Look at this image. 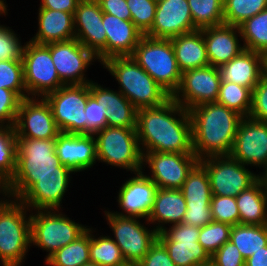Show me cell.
Returning <instances> with one entry per match:
<instances>
[{"instance_id":"1","label":"cell","mask_w":267,"mask_h":266,"mask_svg":"<svg viewBox=\"0 0 267 266\" xmlns=\"http://www.w3.org/2000/svg\"><path fill=\"white\" fill-rule=\"evenodd\" d=\"M136 130L143 155L146 152L194 154L189 111L172 97L159 106L138 109Z\"/></svg>"},{"instance_id":"2","label":"cell","mask_w":267,"mask_h":266,"mask_svg":"<svg viewBox=\"0 0 267 266\" xmlns=\"http://www.w3.org/2000/svg\"><path fill=\"white\" fill-rule=\"evenodd\" d=\"M192 123L193 153L201 160L229 155L244 118L218 102L205 103L188 110Z\"/></svg>"},{"instance_id":"3","label":"cell","mask_w":267,"mask_h":266,"mask_svg":"<svg viewBox=\"0 0 267 266\" xmlns=\"http://www.w3.org/2000/svg\"><path fill=\"white\" fill-rule=\"evenodd\" d=\"M55 147L56 138H16V167L10 183L15 199L19 200L36 183V178L73 173L60 163Z\"/></svg>"},{"instance_id":"4","label":"cell","mask_w":267,"mask_h":266,"mask_svg":"<svg viewBox=\"0 0 267 266\" xmlns=\"http://www.w3.org/2000/svg\"><path fill=\"white\" fill-rule=\"evenodd\" d=\"M102 65L120 84L119 91L137 109L159 106L171 97L131 56H114Z\"/></svg>"},{"instance_id":"5","label":"cell","mask_w":267,"mask_h":266,"mask_svg":"<svg viewBox=\"0 0 267 266\" xmlns=\"http://www.w3.org/2000/svg\"><path fill=\"white\" fill-rule=\"evenodd\" d=\"M131 57L171 96L181 83V71L170 39L143 35Z\"/></svg>"},{"instance_id":"6","label":"cell","mask_w":267,"mask_h":266,"mask_svg":"<svg viewBox=\"0 0 267 266\" xmlns=\"http://www.w3.org/2000/svg\"><path fill=\"white\" fill-rule=\"evenodd\" d=\"M94 137L98 161L128 169L134 174L143 170V154L136 128L105 127Z\"/></svg>"},{"instance_id":"7","label":"cell","mask_w":267,"mask_h":266,"mask_svg":"<svg viewBox=\"0 0 267 266\" xmlns=\"http://www.w3.org/2000/svg\"><path fill=\"white\" fill-rule=\"evenodd\" d=\"M29 208L15 199L0 216V262L2 266H21L30 249L31 218Z\"/></svg>"},{"instance_id":"8","label":"cell","mask_w":267,"mask_h":266,"mask_svg":"<svg viewBox=\"0 0 267 266\" xmlns=\"http://www.w3.org/2000/svg\"><path fill=\"white\" fill-rule=\"evenodd\" d=\"M30 218L31 243L49 252L45 261L87 230V226L70 220L66 215L59 213L58 209L36 210V214H30Z\"/></svg>"},{"instance_id":"9","label":"cell","mask_w":267,"mask_h":266,"mask_svg":"<svg viewBox=\"0 0 267 266\" xmlns=\"http://www.w3.org/2000/svg\"><path fill=\"white\" fill-rule=\"evenodd\" d=\"M89 95L90 83L64 85L44 97L60 132L86 134L85 108Z\"/></svg>"},{"instance_id":"10","label":"cell","mask_w":267,"mask_h":266,"mask_svg":"<svg viewBox=\"0 0 267 266\" xmlns=\"http://www.w3.org/2000/svg\"><path fill=\"white\" fill-rule=\"evenodd\" d=\"M22 62L27 97L44 98L64 86L53 64L50 43L26 42Z\"/></svg>"},{"instance_id":"11","label":"cell","mask_w":267,"mask_h":266,"mask_svg":"<svg viewBox=\"0 0 267 266\" xmlns=\"http://www.w3.org/2000/svg\"><path fill=\"white\" fill-rule=\"evenodd\" d=\"M199 162L208 172L212 195L237 197L258 179V174L230 155L206 157Z\"/></svg>"},{"instance_id":"12","label":"cell","mask_w":267,"mask_h":266,"mask_svg":"<svg viewBox=\"0 0 267 266\" xmlns=\"http://www.w3.org/2000/svg\"><path fill=\"white\" fill-rule=\"evenodd\" d=\"M104 212L125 261L138 264L158 239V232L154 227L153 230L144 227L137 217Z\"/></svg>"},{"instance_id":"13","label":"cell","mask_w":267,"mask_h":266,"mask_svg":"<svg viewBox=\"0 0 267 266\" xmlns=\"http://www.w3.org/2000/svg\"><path fill=\"white\" fill-rule=\"evenodd\" d=\"M199 233V227L181 222L158 233V240L167 249L175 266H196L211 261L198 242Z\"/></svg>"},{"instance_id":"14","label":"cell","mask_w":267,"mask_h":266,"mask_svg":"<svg viewBox=\"0 0 267 266\" xmlns=\"http://www.w3.org/2000/svg\"><path fill=\"white\" fill-rule=\"evenodd\" d=\"M220 83L218 67L209 65L191 69L182 73L180 86L171 97L189 110L205 103L216 102Z\"/></svg>"},{"instance_id":"15","label":"cell","mask_w":267,"mask_h":266,"mask_svg":"<svg viewBox=\"0 0 267 266\" xmlns=\"http://www.w3.org/2000/svg\"><path fill=\"white\" fill-rule=\"evenodd\" d=\"M50 53L58 76L64 85H82L92 82L84 77V72L97 58L76 38L50 43Z\"/></svg>"},{"instance_id":"16","label":"cell","mask_w":267,"mask_h":266,"mask_svg":"<svg viewBox=\"0 0 267 266\" xmlns=\"http://www.w3.org/2000/svg\"><path fill=\"white\" fill-rule=\"evenodd\" d=\"M198 162L195 154L146 152L143 155V165L148 164L151 170L152 176L148 177L163 189H180Z\"/></svg>"},{"instance_id":"17","label":"cell","mask_w":267,"mask_h":266,"mask_svg":"<svg viewBox=\"0 0 267 266\" xmlns=\"http://www.w3.org/2000/svg\"><path fill=\"white\" fill-rule=\"evenodd\" d=\"M14 128L17 138L51 139L61 133L49 103L41 97L21 100Z\"/></svg>"},{"instance_id":"18","label":"cell","mask_w":267,"mask_h":266,"mask_svg":"<svg viewBox=\"0 0 267 266\" xmlns=\"http://www.w3.org/2000/svg\"><path fill=\"white\" fill-rule=\"evenodd\" d=\"M103 12L97 0H80L74 12L75 38L90 50L99 62L106 60V32Z\"/></svg>"},{"instance_id":"19","label":"cell","mask_w":267,"mask_h":266,"mask_svg":"<svg viewBox=\"0 0 267 266\" xmlns=\"http://www.w3.org/2000/svg\"><path fill=\"white\" fill-rule=\"evenodd\" d=\"M229 155L243 165L264 168L267 164V123L244 117Z\"/></svg>"},{"instance_id":"20","label":"cell","mask_w":267,"mask_h":266,"mask_svg":"<svg viewBox=\"0 0 267 266\" xmlns=\"http://www.w3.org/2000/svg\"><path fill=\"white\" fill-rule=\"evenodd\" d=\"M195 30L187 0H162L157 3L152 27L145 35L171 39Z\"/></svg>"},{"instance_id":"21","label":"cell","mask_w":267,"mask_h":266,"mask_svg":"<svg viewBox=\"0 0 267 266\" xmlns=\"http://www.w3.org/2000/svg\"><path fill=\"white\" fill-rule=\"evenodd\" d=\"M157 185L143 171L126 180L118 192V205L124 212H113L121 216L148 219L154 206ZM128 214V215H127Z\"/></svg>"},{"instance_id":"22","label":"cell","mask_w":267,"mask_h":266,"mask_svg":"<svg viewBox=\"0 0 267 266\" xmlns=\"http://www.w3.org/2000/svg\"><path fill=\"white\" fill-rule=\"evenodd\" d=\"M55 151L60 163L72 172L90 169L97 160L96 140L92 134H67L56 138Z\"/></svg>"},{"instance_id":"23","label":"cell","mask_w":267,"mask_h":266,"mask_svg":"<svg viewBox=\"0 0 267 266\" xmlns=\"http://www.w3.org/2000/svg\"><path fill=\"white\" fill-rule=\"evenodd\" d=\"M201 31L211 66L219 67L244 50V46L239 44L238 37L241 38V34L237 26L221 24L203 28Z\"/></svg>"},{"instance_id":"24","label":"cell","mask_w":267,"mask_h":266,"mask_svg":"<svg viewBox=\"0 0 267 266\" xmlns=\"http://www.w3.org/2000/svg\"><path fill=\"white\" fill-rule=\"evenodd\" d=\"M70 175H48L36 178V183L19 199L31 211L60 210L70 182Z\"/></svg>"},{"instance_id":"25","label":"cell","mask_w":267,"mask_h":266,"mask_svg":"<svg viewBox=\"0 0 267 266\" xmlns=\"http://www.w3.org/2000/svg\"><path fill=\"white\" fill-rule=\"evenodd\" d=\"M106 32V59L114 56H131L144 35L132 22L103 13Z\"/></svg>"},{"instance_id":"26","label":"cell","mask_w":267,"mask_h":266,"mask_svg":"<svg viewBox=\"0 0 267 266\" xmlns=\"http://www.w3.org/2000/svg\"><path fill=\"white\" fill-rule=\"evenodd\" d=\"M90 94L106 107L107 127L137 128V108L120 92L90 82Z\"/></svg>"},{"instance_id":"27","label":"cell","mask_w":267,"mask_h":266,"mask_svg":"<svg viewBox=\"0 0 267 266\" xmlns=\"http://www.w3.org/2000/svg\"><path fill=\"white\" fill-rule=\"evenodd\" d=\"M218 69L221 82H233L252 91L263 78L262 54L244 49Z\"/></svg>"},{"instance_id":"28","label":"cell","mask_w":267,"mask_h":266,"mask_svg":"<svg viewBox=\"0 0 267 266\" xmlns=\"http://www.w3.org/2000/svg\"><path fill=\"white\" fill-rule=\"evenodd\" d=\"M39 30L31 38L36 44L68 41L75 38L74 14L64 11L39 8Z\"/></svg>"},{"instance_id":"29","label":"cell","mask_w":267,"mask_h":266,"mask_svg":"<svg viewBox=\"0 0 267 266\" xmlns=\"http://www.w3.org/2000/svg\"><path fill=\"white\" fill-rule=\"evenodd\" d=\"M186 210V201L180 189L158 188L147 222L158 224L154 229L160 233L166 228L164 226L167 223L170 225L181 223Z\"/></svg>"},{"instance_id":"30","label":"cell","mask_w":267,"mask_h":266,"mask_svg":"<svg viewBox=\"0 0 267 266\" xmlns=\"http://www.w3.org/2000/svg\"><path fill=\"white\" fill-rule=\"evenodd\" d=\"M170 40L181 73L209 66L206 44L201 30L181 34Z\"/></svg>"},{"instance_id":"31","label":"cell","mask_w":267,"mask_h":266,"mask_svg":"<svg viewBox=\"0 0 267 266\" xmlns=\"http://www.w3.org/2000/svg\"><path fill=\"white\" fill-rule=\"evenodd\" d=\"M235 199L239 211V224L267 225V188L259 179Z\"/></svg>"},{"instance_id":"32","label":"cell","mask_w":267,"mask_h":266,"mask_svg":"<svg viewBox=\"0 0 267 266\" xmlns=\"http://www.w3.org/2000/svg\"><path fill=\"white\" fill-rule=\"evenodd\" d=\"M186 207H211L212 191L206 168L198 162L180 188Z\"/></svg>"},{"instance_id":"33","label":"cell","mask_w":267,"mask_h":266,"mask_svg":"<svg viewBox=\"0 0 267 266\" xmlns=\"http://www.w3.org/2000/svg\"><path fill=\"white\" fill-rule=\"evenodd\" d=\"M230 241L235 244L246 260L253 253L267 246V225H234L231 229Z\"/></svg>"},{"instance_id":"34","label":"cell","mask_w":267,"mask_h":266,"mask_svg":"<svg viewBox=\"0 0 267 266\" xmlns=\"http://www.w3.org/2000/svg\"><path fill=\"white\" fill-rule=\"evenodd\" d=\"M91 228L75 241L57 250L45 262L49 266H83L90 263Z\"/></svg>"},{"instance_id":"35","label":"cell","mask_w":267,"mask_h":266,"mask_svg":"<svg viewBox=\"0 0 267 266\" xmlns=\"http://www.w3.org/2000/svg\"><path fill=\"white\" fill-rule=\"evenodd\" d=\"M244 49L267 52V8L238 26Z\"/></svg>"},{"instance_id":"36","label":"cell","mask_w":267,"mask_h":266,"mask_svg":"<svg viewBox=\"0 0 267 266\" xmlns=\"http://www.w3.org/2000/svg\"><path fill=\"white\" fill-rule=\"evenodd\" d=\"M197 30L224 24L223 0H187Z\"/></svg>"},{"instance_id":"37","label":"cell","mask_w":267,"mask_h":266,"mask_svg":"<svg viewBox=\"0 0 267 266\" xmlns=\"http://www.w3.org/2000/svg\"><path fill=\"white\" fill-rule=\"evenodd\" d=\"M216 102L234 110L242 117H249L252 91L233 82H221Z\"/></svg>"},{"instance_id":"38","label":"cell","mask_w":267,"mask_h":266,"mask_svg":"<svg viewBox=\"0 0 267 266\" xmlns=\"http://www.w3.org/2000/svg\"><path fill=\"white\" fill-rule=\"evenodd\" d=\"M91 230L90 262L100 266H120L126 263L121 249L110 236L95 237Z\"/></svg>"},{"instance_id":"39","label":"cell","mask_w":267,"mask_h":266,"mask_svg":"<svg viewBox=\"0 0 267 266\" xmlns=\"http://www.w3.org/2000/svg\"><path fill=\"white\" fill-rule=\"evenodd\" d=\"M16 138L14 127L0 126V181L9 185L16 167Z\"/></svg>"},{"instance_id":"40","label":"cell","mask_w":267,"mask_h":266,"mask_svg":"<svg viewBox=\"0 0 267 266\" xmlns=\"http://www.w3.org/2000/svg\"><path fill=\"white\" fill-rule=\"evenodd\" d=\"M267 8V0H223L224 24L239 26Z\"/></svg>"},{"instance_id":"41","label":"cell","mask_w":267,"mask_h":266,"mask_svg":"<svg viewBox=\"0 0 267 266\" xmlns=\"http://www.w3.org/2000/svg\"><path fill=\"white\" fill-rule=\"evenodd\" d=\"M0 88L14 91L21 99L27 98L22 60H0Z\"/></svg>"},{"instance_id":"42","label":"cell","mask_w":267,"mask_h":266,"mask_svg":"<svg viewBox=\"0 0 267 266\" xmlns=\"http://www.w3.org/2000/svg\"><path fill=\"white\" fill-rule=\"evenodd\" d=\"M231 229L230 224L211 221L208 225L200 228L198 242L211 257L230 240Z\"/></svg>"},{"instance_id":"43","label":"cell","mask_w":267,"mask_h":266,"mask_svg":"<svg viewBox=\"0 0 267 266\" xmlns=\"http://www.w3.org/2000/svg\"><path fill=\"white\" fill-rule=\"evenodd\" d=\"M131 12V20L145 35L152 27L157 3L153 0H126Z\"/></svg>"},{"instance_id":"44","label":"cell","mask_w":267,"mask_h":266,"mask_svg":"<svg viewBox=\"0 0 267 266\" xmlns=\"http://www.w3.org/2000/svg\"><path fill=\"white\" fill-rule=\"evenodd\" d=\"M211 213L215 222L227 223L231 226L239 224V211L236 199L233 196L213 195Z\"/></svg>"},{"instance_id":"45","label":"cell","mask_w":267,"mask_h":266,"mask_svg":"<svg viewBox=\"0 0 267 266\" xmlns=\"http://www.w3.org/2000/svg\"><path fill=\"white\" fill-rule=\"evenodd\" d=\"M9 27L0 25V60H22L25 43Z\"/></svg>"},{"instance_id":"46","label":"cell","mask_w":267,"mask_h":266,"mask_svg":"<svg viewBox=\"0 0 267 266\" xmlns=\"http://www.w3.org/2000/svg\"><path fill=\"white\" fill-rule=\"evenodd\" d=\"M106 107L98 103L91 94L88 96L85 108L86 134L94 135L107 127Z\"/></svg>"},{"instance_id":"47","label":"cell","mask_w":267,"mask_h":266,"mask_svg":"<svg viewBox=\"0 0 267 266\" xmlns=\"http://www.w3.org/2000/svg\"><path fill=\"white\" fill-rule=\"evenodd\" d=\"M21 100L14 91L0 88V126L14 127Z\"/></svg>"},{"instance_id":"48","label":"cell","mask_w":267,"mask_h":266,"mask_svg":"<svg viewBox=\"0 0 267 266\" xmlns=\"http://www.w3.org/2000/svg\"><path fill=\"white\" fill-rule=\"evenodd\" d=\"M249 117L267 123V80L264 78L252 90Z\"/></svg>"},{"instance_id":"49","label":"cell","mask_w":267,"mask_h":266,"mask_svg":"<svg viewBox=\"0 0 267 266\" xmlns=\"http://www.w3.org/2000/svg\"><path fill=\"white\" fill-rule=\"evenodd\" d=\"M211 262L214 266H245V259L230 240L211 256Z\"/></svg>"},{"instance_id":"50","label":"cell","mask_w":267,"mask_h":266,"mask_svg":"<svg viewBox=\"0 0 267 266\" xmlns=\"http://www.w3.org/2000/svg\"><path fill=\"white\" fill-rule=\"evenodd\" d=\"M138 266H175V264L170 259L167 249L157 239Z\"/></svg>"},{"instance_id":"51","label":"cell","mask_w":267,"mask_h":266,"mask_svg":"<svg viewBox=\"0 0 267 266\" xmlns=\"http://www.w3.org/2000/svg\"><path fill=\"white\" fill-rule=\"evenodd\" d=\"M186 213L182 223L197 226L199 228L208 225L212 219L211 207H186Z\"/></svg>"},{"instance_id":"52","label":"cell","mask_w":267,"mask_h":266,"mask_svg":"<svg viewBox=\"0 0 267 266\" xmlns=\"http://www.w3.org/2000/svg\"><path fill=\"white\" fill-rule=\"evenodd\" d=\"M103 13L114 15L122 20H131V12L126 0H97Z\"/></svg>"},{"instance_id":"53","label":"cell","mask_w":267,"mask_h":266,"mask_svg":"<svg viewBox=\"0 0 267 266\" xmlns=\"http://www.w3.org/2000/svg\"><path fill=\"white\" fill-rule=\"evenodd\" d=\"M80 0H41L40 7L74 14Z\"/></svg>"},{"instance_id":"54","label":"cell","mask_w":267,"mask_h":266,"mask_svg":"<svg viewBox=\"0 0 267 266\" xmlns=\"http://www.w3.org/2000/svg\"><path fill=\"white\" fill-rule=\"evenodd\" d=\"M245 266H267V246L247 258Z\"/></svg>"},{"instance_id":"55","label":"cell","mask_w":267,"mask_h":266,"mask_svg":"<svg viewBox=\"0 0 267 266\" xmlns=\"http://www.w3.org/2000/svg\"><path fill=\"white\" fill-rule=\"evenodd\" d=\"M4 192V193H3ZM0 193L5 194L3 196H7L8 199L4 197L3 201H0V216L4 212V210L15 200V196L13 195V192L11 190V187L8 183H5L3 181H0ZM13 200L11 201V198ZM10 198V200H9ZM6 199V200H5Z\"/></svg>"},{"instance_id":"56","label":"cell","mask_w":267,"mask_h":266,"mask_svg":"<svg viewBox=\"0 0 267 266\" xmlns=\"http://www.w3.org/2000/svg\"><path fill=\"white\" fill-rule=\"evenodd\" d=\"M262 72L263 78L267 80V52L262 54Z\"/></svg>"},{"instance_id":"57","label":"cell","mask_w":267,"mask_h":266,"mask_svg":"<svg viewBox=\"0 0 267 266\" xmlns=\"http://www.w3.org/2000/svg\"><path fill=\"white\" fill-rule=\"evenodd\" d=\"M263 170H265V172L261 174H258V179L262 182V184L267 188V164L266 166L263 168Z\"/></svg>"},{"instance_id":"58","label":"cell","mask_w":267,"mask_h":266,"mask_svg":"<svg viewBox=\"0 0 267 266\" xmlns=\"http://www.w3.org/2000/svg\"><path fill=\"white\" fill-rule=\"evenodd\" d=\"M5 0H0V15H7V5L4 2Z\"/></svg>"},{"instance_id":"59","label":"cell","mask_w":267,"mask_h":266,"mask_svg":"<svg viewBox=\"0 0 267 266\" xmlns=\"http://www.w3.org/2000/svg\"><path fill=\"white\" fill-rule=\"evenodd\" d=\"M120 266H138V264L137 263L126 262V263H124L123 265H120Z\"/></svg>"},{"instance_id":"60","label":"cell","mask_w":267,"mask_h":266,"mask_svg":"<svg viewBox=\"0 0 267 266\" xmlns=\"http://www.w3.org/2000/svg\"><path fill=\"white\" fill-rule=\"evenodd\" d=\"M196 266H214V264L210 261L208 263H205V264H199V265H196Z\"/></svg>"},{"instance_id":"61","label":"cell","mask_w":267,"mask_h":266,"mask_svg":"<svg viewBox=\"0 0 267 266\" xmlns=\"http://www.w3.org/2000/svg\"><path fill=\"white\" fill-rule=\"evenodd\" d=\"M83 266H100V265L90 262V263L84 264Z\"/></svg>"},{"instance_id":"62","label":"cell","mask_w":267,"mask_h":266,"mask_svg":"<svg viewBox=\"0 0 267 266\" xmlns=\"http://www.w3.org/2000/svg\"><path fill=\"white\" fill-rule=\"evenodd\" d=\"M154 2H156V3H158V2H160V1H162V0H153Z\"/></svg>"}]
</instances>
